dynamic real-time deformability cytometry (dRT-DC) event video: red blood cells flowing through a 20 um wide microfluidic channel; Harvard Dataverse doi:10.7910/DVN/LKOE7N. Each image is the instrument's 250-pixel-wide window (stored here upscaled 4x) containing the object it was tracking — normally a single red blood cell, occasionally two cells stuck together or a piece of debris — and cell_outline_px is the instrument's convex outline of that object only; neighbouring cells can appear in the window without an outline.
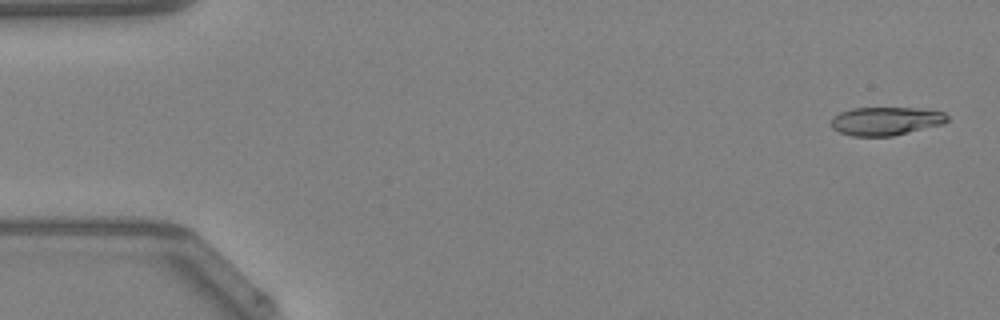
{"species": "Egyptian fruit bat (a non-hibernating species)", "species_latin": "Rousettus aegyptiacus", "temperature_condition": "warm", "stored_images_in_passage": 49, "camera_frame_rate_fps": 3000, "um_per_image_px": 0.085, "animal": {"sex": "female"}, "frame": {"image": 1, "passage_image": 2, "time_ms": 0.333, "image_size_px": [1000, 320], "cell_outline_px": [[948, 120], [944, 124], [892, 136], [852, 136], [840, 132], [832, 128], [832, 116], [840, 112], [852, 108], [920, 108], [944, 112], [948, 116]], "centroid_in_image_um": [75.31, 10.29], "position_along_channel_um": 9.7, "area_um2": 19.25}}
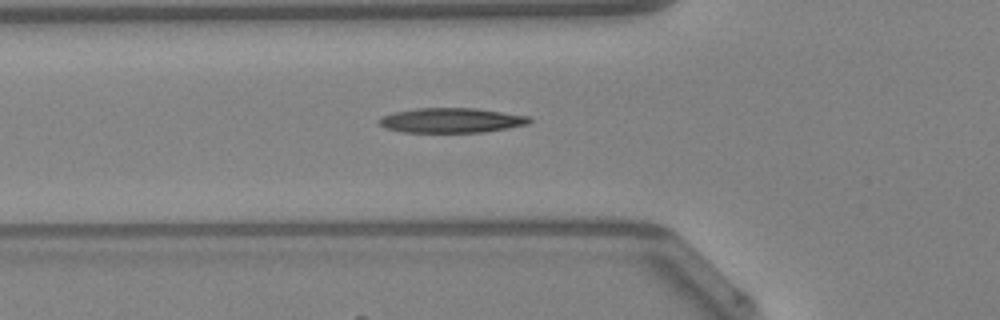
{"frame": {"image": 2, "passage_image": 17, "time_ms": 5.333, "image_size_px": [1000, 320], "cell_outline_px": [[532, 120], [528, 124], [480, 132], [404, 132], [388, 128], [380, 124], [376, 120], [392, 112], [416, 108], [476, 108], [528, 116]], "centroid_in_image_um": [38.33, 10.22], "position_along_channel_um": 87.5, "area_um2": 21.44}}
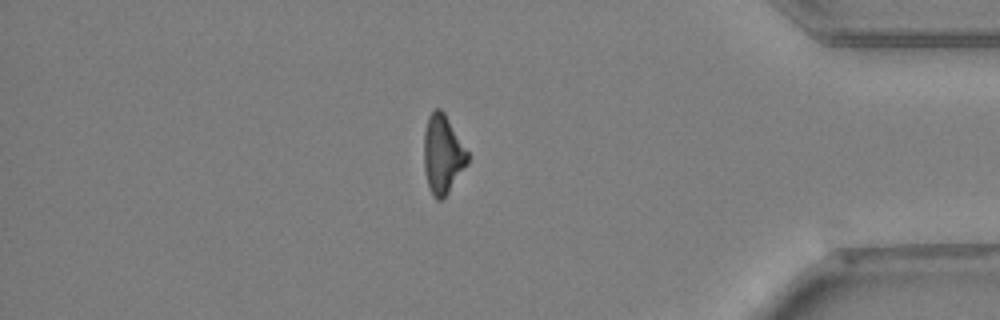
{"frame": {"image": 3, "passage_image": 41, "time_ms": 13.333, "image_size_px": [1000, 320], "cell_outline_px": [[468, 164], [448, 192], [440, 200], [436, 200], [432, 196], [428, 184], [424, 168], [424, 132], [428, 116], [436, 108], [440, 108], [444, 112], [468, 152]], "centroid_in_image_um": [37.62, 13.11], "position_along_channel_um": 397.6, "area_um2": 19.88}, "authors_computed_cell_mechanics": {"area_um2": 20.519, "velocity_mm_per_s": 4.2901, "shape_relaxation_time_tau1_ms": 8.5107, "shape_relaxation_time_tau2_ms": null, "deformation_change_tau1": 0.2258, "deformation_change_tau2": null}}